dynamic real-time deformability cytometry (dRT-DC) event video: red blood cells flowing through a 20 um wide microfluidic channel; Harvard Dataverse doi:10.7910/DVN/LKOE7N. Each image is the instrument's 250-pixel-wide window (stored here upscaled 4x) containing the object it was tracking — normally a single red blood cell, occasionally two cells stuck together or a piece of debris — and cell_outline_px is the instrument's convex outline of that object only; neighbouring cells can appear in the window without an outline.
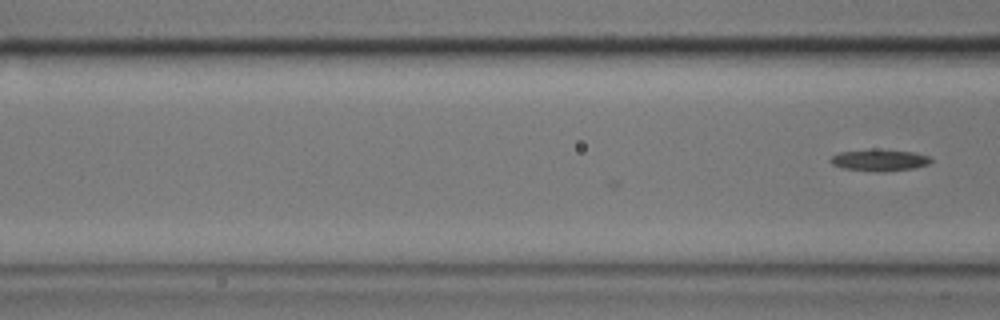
{"species": "common noctule bat (a hibernating species)", "species_latin": "Nyctalus noctula", "temperature_condition": "cold", "stored_images_in_passage": 5, "camera_frame_rate_fps": 3000, "um_per_image_px": 0.085, "animal": {"sex": "male", "body_mass_g": 17.9}, "frame": {"image": 1, "passage_image": 5, "time_ms": 1.333, "image_size_px": [1000, 320], "cell_outline_px": [[932, 160], [928, 164], [912, 168], [884, 172], [880, 172], [840, 168], [832, 164], [828, 160], [832, 156], [840, 152], [916, 152], [928, 156]], "centroid_in_image_um": [74.73, 13.67], "position_along_channel_um": 91.9, "area_um2": 11.79}}